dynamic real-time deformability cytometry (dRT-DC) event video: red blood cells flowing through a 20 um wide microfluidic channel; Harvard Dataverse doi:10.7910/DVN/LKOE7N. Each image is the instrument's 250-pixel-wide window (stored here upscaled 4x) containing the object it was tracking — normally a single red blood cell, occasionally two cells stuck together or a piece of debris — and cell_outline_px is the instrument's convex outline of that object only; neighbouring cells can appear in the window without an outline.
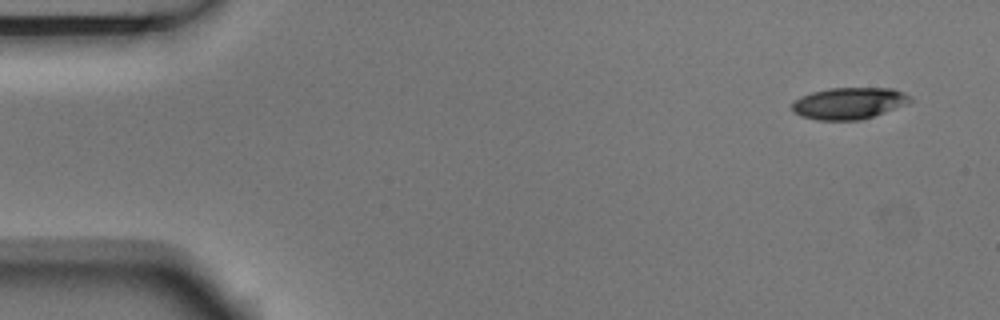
{"species": "Egyptian fruit bat (a non-hibernating species)", "species_latin": "Rousettus aegyptiacus", "temperature_condition": "room temperature", "stored_images_in_passage": 5, "camera_frame_rate_fps": 3000, "um_per_image_px": 0.085, "animal": {"sex": "male"}, "frame": {"image": 1, "passage_image": 5, "time_ms": 1.333, "image_size_px": [1000, 320], "cell_outline_px": [[916, 100], [908, 104], [860, 120], [816, 120], [800, 116], [792, 112], [792, 104], [800, 96], [812, 92], [828, 88], [892, 88], [904, 92], [912, 96]], "centroid_in_image_um": [72.19, 8.77], "position_along_channel_um": 12.8, "area_um2": 22.02}}